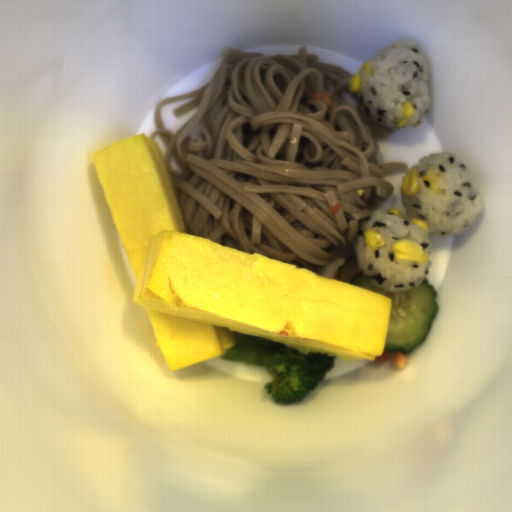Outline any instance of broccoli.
<instances>
[{
	"label": "broccoli",
	"mask_w": 512,
	"mask_h": 512,
	"mask_svg": "<svg viewBox=\"0 0 512 512\" xmlns=\"http://www.w3.org/2000/svg\"><path fill=\"white\" fill-rule=\"evenodd\" d=\"M223 360L265 368L270 381L264 386L278 405L297 403L327 376L336 358L302 353L255 335L235 334L233 347L219 355Z\"/></svg>",
	"instance_id": "1"
}]
</instances>
